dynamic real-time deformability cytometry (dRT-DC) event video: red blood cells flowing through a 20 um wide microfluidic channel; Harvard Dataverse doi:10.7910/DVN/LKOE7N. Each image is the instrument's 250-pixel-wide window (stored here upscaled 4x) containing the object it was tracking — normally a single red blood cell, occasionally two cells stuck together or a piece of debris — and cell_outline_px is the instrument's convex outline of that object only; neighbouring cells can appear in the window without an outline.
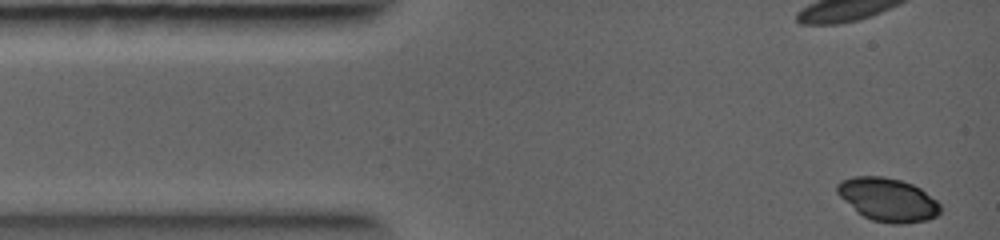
{"species": "common noctule bat (a hibernating species)", "species_latin": "Nyctalus noctula", "temperature_condition": "warm", "stored_images_in_passage": 4, "camera_frame_rate_fps": 5000, "um_per_image_px": 0.085, "animal": {"sex": "female", "body_mass_g": 19.0, "forearm_length_mm": 56.7}, "frame": {"image": 1, "passage_image": 1, "time_ms": 0.0, "image_size_px": [1000, 240], "cell_outline_px": [[940, 212], [936, 216], [928, 220], [904, 224], [892, 224], [872, 220], [856, 212], [836, 192], [836, 184], [840, 180], [852, 176], [884, 176], [900, 180], [912, 184], [920, 188], [936, 200], [940, 204]], "centroid_in_image_um": [75.45, 16.96], "position_along_channel_um": 9.6, "area_um2": 26.18}}
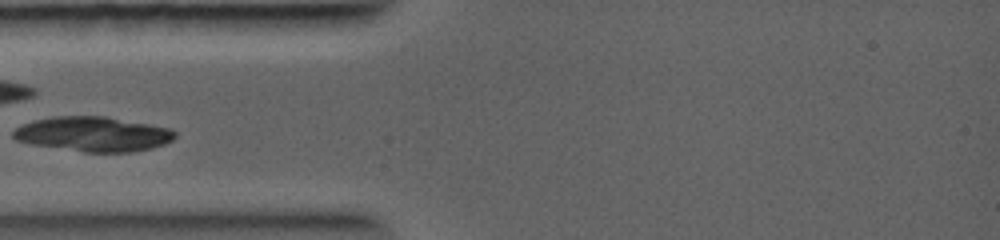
{"frame": {"image": 2, "passage_image": 4, "time_ms": 2.4, "image_size_px": [1000, 240], "cell_outline_px": [[176, 136], [172, 140], [164, 144], [152, 148], [132, 152], [84, 152], [32, 144], [16, 140], [12, 136], [12, 132], [16, 128], [32, 120], [52, 116], [104, 116], [148, 124], [168, 128], [176, 132]], "centroid_in_image_um": [7.9, 11.4], "position_along_channel_um": 77.1, "area_um2": 32.66}}